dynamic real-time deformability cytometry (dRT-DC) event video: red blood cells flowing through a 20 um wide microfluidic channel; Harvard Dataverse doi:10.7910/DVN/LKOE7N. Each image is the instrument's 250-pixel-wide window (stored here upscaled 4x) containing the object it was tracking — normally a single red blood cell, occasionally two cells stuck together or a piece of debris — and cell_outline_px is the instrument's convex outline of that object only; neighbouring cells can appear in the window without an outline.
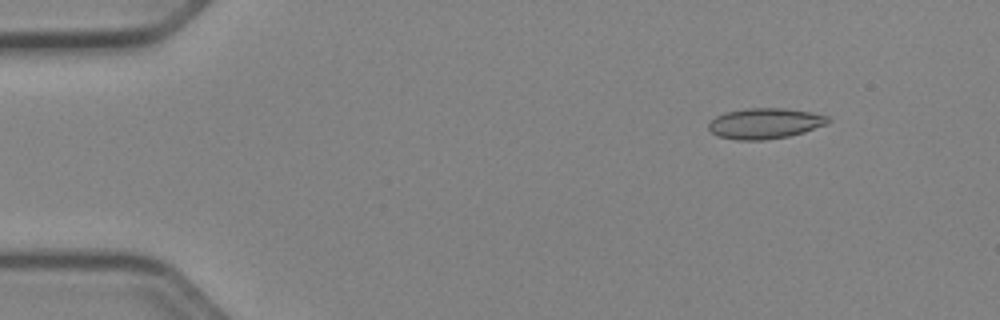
{"species": "Egyptian fruit bat (a non-hibernating species)", "species_latin": "Rousettus aegyptiacus", "temperature_condition": "cold", "stored_images_in_passage": 51, "camera_frame_rate_fps": 3000, "um_per_image_px": 0.085, "animal": {"sex": "female"}, "frame": {"image": 1, "passage_image": 6, "time_ms": 1.667, "image_size_px": [1000, 320], "cell_outline_px": [[832, 120], [828, 124], [804, 132], [788, 136], [764, 140], [736, 140], [716, 136], [708, 128], [708, 124], [716, 116], [724, 112], [748, 108], [784, 108], [812, 112], [828, 116]], "centroid_in_image_um": [65.03, 10.49], "position_along_channel_um": 20.0, "area_um2": 21.5}}
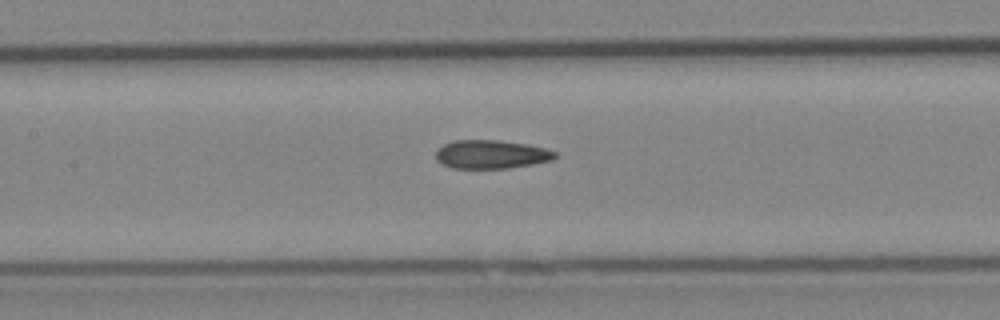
{"frame": {"image": 2, "passage_image": 24, "time_ms": 7.667, "image_size_px": [1000, 320], "cell_outline_px": [[560, 156], [552, 160], [532, 164], [508, 168], [452, 168], [436, 160], [436, 152], [444, 144], [456, 140], [500, 140], [528, 144], [544, 148], [556, 152]], "centroid_in_image_um": [41.79, 13.11], "position_along_channel_um": 165.6, "area_um2": 19.83}}
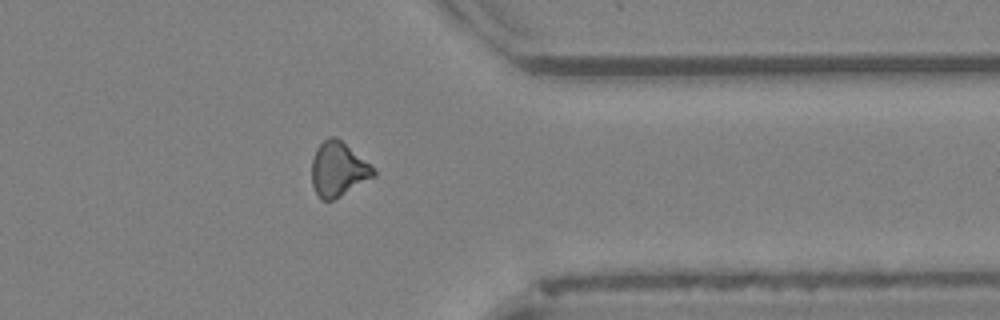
{"frame": {"image": 3, "passage_image": 41, "time_ms": 13.333, "image_size_px": [1000, 320], "cell_outline_px": [[376, 176], [340, 196], [332, 200], [320, 200], [312, 184], [312, 160], [316, 148], [328, 136], [336, 136], [368, 164], [376, 172]], "centroid_in_image_um": [28.71, 14.4], "position_along_channel_um": 382.7, "area_um2": 19.25}, "authors_computed_cell_mechanics": {"area_um2": 19.9988, "velocity_mm_per_s": 3.9699, "shape_relaxation_time_tau1_ms": null, "shape_relaxation_time_tau2_ms": 6.6622, "deformation_change_tau1": null, "deformation_change_tau2": 0.1427}}